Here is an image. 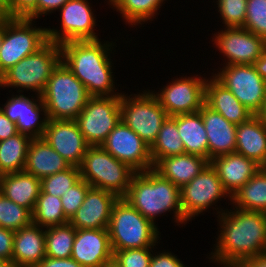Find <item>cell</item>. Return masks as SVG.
Here are the masks:
<instances>
[{"mask_svg": "<svg viewBox=\"0 0 266 267\" xmlns=\"http://www.w3.org/2000/svg\"><path fill=\"white\" fill-rule=\"evenodd\" d=\"M217 219V238L209 257L222 264H238L266 252V213L231 205Z\"/></svg>", "mask_w": 266, "mask_h": 267, "instance_id": "obj_1", "label": "cell"}, {"mask_svg": "<svg viewBox=\"0 0 266 267\" xmlns=\"http://www.w3.org/2000/svg\"><path fill=\"white\" fill-rule=\"evenodd\" d=\"M117 43L112 41L85 40L69 41L62 45L61 60L81 81L91 97L121 95L115 87L113 73L114 52ZM114 51V52H112ZM111 53H113L111 57ZM120 92H118V91Z\"/></svg>", "mask_w": 266, "mask_h": 267, "instance_id": "obj_2", "label": "cell"}, {"mask_svg": "<svg viewBox=\"0 0 266 267\" xmlns=\"http://www.w3.org/2000/svg\"><path fill=\"white\" fill-rule=\"evenodd\" d=\"M132 207L155 225L156 218L173 214V221L185 226V217L180 203V188L163 178L154 169L136 172L127 194L123 197Z\"/></svg>", "mask_w": 266, "mask_h": 267, "instance_id": "obj_3", "label": "cell"}, {"mask_svg": "<svg viewBox=\"0 0 266 267\" xmlns=\"http://www.w3.org/2000/svg\"><path fill=\"white\" fill-rule=\"evenodd\" d=\"M158 227L124 198H119L113 206L108 227L112 251L157 247L161 240Z\"/></svg>", "mask_w": 266, "mask_h": 267, "instance_id": "obj_4", "label": "cell"}, {"mask_svg": "<svg viewBox=\"0 0 266 267\" xmlns=\"http://www.w3.org/2000/svg\"><path fill=\"white\" fill-rule=\"evenodd\" d=\"M48 119L75 120L91 97L81 81L61 60L40 95Z\"/></svg>", "mask_w": 266, "mask_h": 267, "instance_id": "obj_5", "label": "cell"}, {"mask_svg": "<svg viewBox=\"0 0 266 267\" xmlns=\"http://www.w3.org/2000/svg\"><path fill=\"white\" fill-rule=\"evenodd\" d=\"M61 61L60 44L47 41L35 53L21 59L0 77V88L41 95L52 71ZM24 90V91H23Z\"/></svg>", "mask_w": 266, "mask_h": 267, "instance_id": "obj_6", "label": "cell"}, {"mask_svg": "<svg viewBox=\"0 0 266 267\" xmlns=\"http://www.w3.org/2000/svg\"><path fill=\"white\" fill-rule=\"evenodd\" d=\"M81 178L91 187L107 190L123 198L136 173L101 146H90L79 166Z\"/></svg>", "mask_w": 266, "mask_h": 267, "instance_id": "obj_7", "label": "cell"}, {"mask_svg": "<svg viewBox=\"0 0 266 267\" xmlns=\"http://www.w3.org/2000/svg\"><path fill=\"white\" fill-rule=\"evenodd\" d=\"M36 22L29 18L4 16V35L0 49V77L48 41L46 28L37 27Z\"/></svg>", "mask_w": 266, "mask_h": 267, "instance_id": "obj_8", "label": "cell"}, {"mask_svg": "<svg viewBox=\"0 0 266 267\" xmlns=\"http://www.w3.org/2000/svg\"><path fill=\"white\" fill-rule=\"evenodd\" d=\"M222 199H227L228 205L231 204V196L223 188L217 171L209 163L188 184L180 188V203L185 217V225L195 219L196 216H200L199 214L204 215L203 212H207L209 208L216 211L215 214L218 217L225 211L224 207H222L224 210L220 207L221 203L218 206Z\"/></svg>", "mask_w": 266, "mask_h": 267, "instance_id": "obj_9", "label": "cell"}, {"mask_svg": "<svg viewBox=\"0 0 266 267\" xmlns=\"http://www.w3.org/2000/svg\"><path fill=\"white\" fill-rule=\"evenodd\" d=\"M142 90L121 94V120L151 146L168 115L148 88Z\"/></svg>", "mask_w": 266, "mask_h": 267, "instance_id": "obj_10", "label": "cell"}, {"mask_svg": "<svg viewBox=\"0 0 266 267\" xmlns=\"http://www.w3.org/2000/svg\"><path fill=\"white\" fill-rule=\"evenodd\" d=\"M220 67L213 69L211 74L229 89L242 105L254 115H258L265 104L266 81L254 65L235 64Z\"/></svg>", "mask_w": 266, "mask_h": 267, "instance_id": "obj_11", "label": "cell"}, {"mask_svg": "<svg viewBox=\"0 0 266 267\" xmlns=\"http://www.w3.org/2000/svg\"><path fill=\"white\" fill-rule=\"evenodd\" d=\"M120 100L121 95L90 97L75 119L90 146H101L121 121Z\"/></svg>", "mask_w": 266, "mask_h": 267, "instance_id": "obj_12", "label": "cell"}, {"mask_svg": "<svg viewBox=\"0 0 266 267\" xmlns=\"http://www.w3.org/2000/svg\"><path fill=\"white\" fill-rule=\"evenodd\" d=\"M89 0H69L58 11L61 27L46 26L47 40L60 45L69 41L98 40L97 15Z\"/></svg>", "mask_w": 266, "mask_h": 267, "instance_id": "obj_13", "label": "cell"}, {"mask_svg": "<svg viewBox=\"0 0 266 267\" xmlns=\"http://www.w3.org/2000/svg\"><path fill=\"white\" fill-rule=\"evenodd\" d=\"M195 74L194 76H176L168 84L157 91L150 90L159 104L166 110L168 116L194 113L205 105V86L207 77ZM181 76V77H180ZM203 76V77H202Z\"/></svg>", "mask_w": 266, "mask_h": 267, "instance_id": "obj_14", "label": "cell"}, {"mask_svg": "<svg viewBox=\"0 0 266 267\" xmlns=\"http://www.w3.org/2000/svg\"><path fill=\"white\" fill-rule=\"evenodd\" d=\"M213 45L225 59L222 66L235 64H254L266 47V40L256 36L243 27H222L212 33ZM225 60V61H224Z\"/></svg>", "mask_w": 266, "mask_h": 267, "instance_id": "obj_15", "label": "cell"}, {"mask_svg": "<svg viewBox=\"0 0 266 267\" xmlns=\"http://www.w3.org/2000/svg\"><path fill=\"white\" fill-rule=\"evenodd\" d=\"M101 147L136 172L154 169L150 146L122 120L108 134Z\"/></svg>", "mask_w": 266, "mask_h": 267, "instance_id": "obj_16", "label": "cell"}, {"mask_svg": "<svg viewBox=\"0 0 266 267\" xmlns=\"http://www.w3.org/2000/svg\"><path fill=\"white\" fill-rule=\"evenodd\" d=\"M32 95L13 92L4 104H0V108L16 123L19 133L32 139L42 138L49 119L41 96L33 93Z\"/></svg>", "mask_w": 266, "mask_h": 267, "instance_id": "obj_17", "label": "cell"}, {"mask_svg": "<svg viewBox=\"0 0 266 267\" xmlns=\"http://www.w3.org/2000/svg\"><path fill=\"white\" fill-rule=\"evenodd\" d=\"M42 138L70 165L77 167L90 147L75 120L49 119Z\"/></svg>", "mask_w": 266, "mask_h": 267, "instance_id": "obj_18", "label": "cell"}, {"mask_svg": "<svg viewBox=\"0 0 266 267\" xmlns=\"http://www.w3.org/2000/svg\"><path fill=\"white\" fill-rule=\"evenodd\" d=\"M71 258L84 267L112 264L113 251L108 229H76Z\"/></svg>", "mask_w": 266, "mask_h": 267, "instance_id": "obj_19", "label": "cell"}, {"mask_svg": "<svg viewBox=\"0 0 266 267\" xmlns=\"http://www.w3.org/2000/svg\"><path fill=\"white\" fill-rule=\"evenodd\" d=\"M118 199L112 192L90 187L69 223L76 229H108L112 209Z\"/></svg>", "mask_w": 266, "mask_h": 267, "instance_id": "obj_20", "label": "cell"}, {"mask_svg": "<svg viewBox=\"0 0 266 267\" xmlns=\"http://www.w3.org/2000/svg\"><path fill=\"white\" fill-rule=\"evenodd\" d=\"M210 164L217 171L223 188L230 196L262 168L255 160L236 152L215 157Z\"/></svg>", "mask_w": 266, "mask_h": 267, "instance_id": "obj_21", "label": "cell"}, {"mask_svg": "<svg viewBox=\"0 0 266 267\" xmlns=\"http://www.w3.org/2000/svg\"><path fill=\"white\" fill-rule=\"evenodd\" d=\"M199 112L203 118L208 139V161L224 154L234 153L237 125L227 121L207 105H204Z\"/></svg>", "mask_w": 266, "mask_h": 267, "instance_id": "obj_22", "label": "cell"}, {"mask_svg": "<svg viewBox=\"0 0 266 267\" xmlns=\"http://www.w3.org/2000/svg\"><path fill=\"white\" fill-rule=\"evenodd\" d=\"M45 257L44 227L31 223L15 231L12 267H37Z\"/></svg>", "mask_w": 266, "mask_h": 267, "instance_id": "obj_23", "label": "cell"}, {"mask_svg": "<svg viewBox=\"0 0 266 267\" xmlns=\"http://www.w3.org/2000/svg\"><path fill=\"white\" fill-rule=\"evenodd\" d=\"M208 76L205 86V105L235 125L247 121L254 115L212 74L211 77Z\"/></svg>", "mask_w": 266, "mask_h": 267, "instance_id": "obj_24", "label": "cell"}, {"mask_svg": "<svg viewBox=\"0 0 266 267\" xmlns=\"http://www.w3.org/2000/svg\"><path fill=\"white\" fill-rule=\"evenodd\" d=\"M235 152L266 167V124L259 115L237 125Z\"/></svg>", "mask_w": 266, "mask_h": 267, "instance_id": "obj_25", "label": "cell"}, {"mask_svg": "<svg viewBox=\"0 0 266 267\" xmlns=\"http://www.w3.org/2000/svg\"><path fill=\"white\" fill-rule=\"evenodd\" d=\"M0 192L31 213L41 192L40 179L25 170L0 175Z\"/></svg>", "mask_w": 266, "mask_h": 267, "instance_id": "obj_26", "label": "cell"}, {"mask_svg": "<svg viewBox=\"0 0 266 267\" xmlns=\"http://www.w3.org/2000/svg\"><path fill=\"white\" fill-rule=\"evenodd\" d=\"M70 166L43 138L31 140L24 168L26 172L41 180Z\"/></svg>", "mask_w": 266, "mask_h": 267, "instance_id": "obj_27", "label": "cell"}, {"mask_svg": "<svg viewBox=\"0 0 266 267\" xmlns=\"http://www.w3.org/2000/svg\"><path fill=\"white\" fill-rule=\"evenodd\" d=\"M210 162L199 155L182 154L162 158L154 170L181 188L197 176Z\"/></svg>", "mask_w": 266, "mask_h": 267, "instance_id": "obj_28", "label": "cell"}, {"mask_svg": "<svg viewBox=\"0 0 266 267\" xmlns=\"http://www.w3.org/2000/svg\"><path fill=\"white\" fill-rule=\"evenodd\" d=\"M177 123L185 153L199 155L208 160V139L199 111L171 116Z\"/></svg>", "mask_w": 266, "mask_h": 267, "instance_id": "obj_29", "label": "cell"}, {"mask_svg": "<svg viewBox=\"0 0 266 267\" xmlns=\"http://www.w3.org/2000/svg\"><path fill=\"white\" fill-rule=\"evenodd\" d=\"M166 1L168 0H109L108 5L113 11L118 12L120 18L124 19L123 22L136 28L154 21Z\"/></svg>", "mask_w": 266, "mask_h": 267, "instance_id": "obj_30", "label": "cell"}, {"mask_svg": "<svg viewBox=\"0 0 266 267\" xmlns=\"http://www.w3.org/2000/svg\"><path fill=\"white\" fill-rule=\"evenodd\" d=\"M231 205L240 210L266 213V167L231 196Z\"/></svg>", "mask_w": 266, "mask_h": 267, "instance_id": "obj_31", "label": "cell"}, {"mask_svg": "<svg viewBox=\"0 0 266 267\" xmlns=\"http://www.w3.org/2000/svg\"><path fill=\"white\" fill-rule=\"evenodd\" d=\"M32 138L17 133L0 141V175L23 171Z\"/></svg>", "mask_w": 266, "mask_h": 267, "instance_id": "obj_32", "label": "cell"}, {"mask_svg": "<svg viewBox=\"0 0 266 267\" xmlns=\"http://www.w3.org/2000/svg\"><path fill=\"white\" fill-rule=\"evenodd\" d=\"M185 154L176 121L171 117L163 122L156 140L150 146V155L155 166L162 158Z\"/></svg>", "mask_w": 266, "mask_h": 267, "instance_id": "obj_33", "label": "cell"}, {"mask_svg": "<svg viewBox=\"0 0 266 267\" xmlns=\"http://www.w3.org/2000/svg\"><path fill=\"white\" fill-rule=\"evenodd\" d=\"M32 223L44 228L69 223L61 198L41 191L32 211Z\"/></svg>", "mask_w": 266, "mask_h": 267, "instance_id": "obj_34", "label": "cell"}, {"mask_svg": "<svg viewBox=\"0 0 266 267\" xmlns=\"http://www.w3.org/2000/svg\"><path fill=\"white\" fill-rule=\"evenodd\" d=\"M76 228L70 223L45 228V251L50 258H69Z\"/></svg>", "mask_w": 266, "mask_h": 267, "instance_id": "obj_35", "label": "cell"}, {"mask_svg": "<svg viewBox=\"0 0 266 267\" xmlns=\"http://www.w3.org/2000/svg\"><path fill=\"white\" fill-rule=\"evenodd\" d=\"M31 223L32 213L0 192V226L15 232Z\"/></svg>", "mask_w": 266, "mask_h": 267, "instance_id": "obj_36", "label": "cell"}, {"mask_svg": "<svg viewBox=\"0 0 266 267\" xmlns=\"http://www.w3.org/2000/svg\"><path fill=\"white\" fill-rule=\"evenodd\" d=\"M80 179L81 175L79 167L71 165L68 169L41 179V191L53 196L61 197Z\"/></svg>", "mask_w": 266, "mask_h": 267, "instance_id": "obj_37", "label": "cell"}, {"mask_svg": "<svg viewBox=\"0 0 266 267\" xmlns=\"http://www.w3.org/2000/svg\"><path fill=\"white\" fill-rule=\"evenodd\" d=\"M217 2V3H216ZM217 13L223 27H244L246 20L247 0H216Z\"/></svg>", "mask_w": 266, "mask_h": 267, "instance_id": "obj_38", "label": "cell"}, {"mask_svg": "<svg viewBox=\"0 0 266 267\" xmlns=\"http://www.w3.org/2000/svg\"><path fill=\"white\" fill-rule=\"evenodd\" d=\"M158 247L116 250L112 263L116 267H149L153 249Z\"/></svg>", "mask_w": 266, "mask_h": 267, "instance_id": "obj_39", "label": "cell"}, {"mask_svg": "<svg viewBox=\"0 0 266 267\" xmlns=\"http://www.w3.org/2000/svg\"><path fill=\"white\" fill-rule=\"evenodd\" d=\"M243 28L266 40V0H247Z\"/></svg>", "mask_w": 266, "mask_h": 267, "instance_id": "obj_40", "label": "cell"}, {"mask_svg": "<svg viewBox=\"0 0 266 267\" xmlns=\"http://www.w3.org/2000/svg\"><path fill=\"white\" fill-rule=\"evenodd\" d=\"M90 187L91 186L81 178L60 197L64 215L68 220H70L78 208L81 207Z\"/></svg>", "mask_w": 266, "mask_h": 267, "instance_id": "obj_41", "label": "cell"}, {"mask_svg": "<svg viewBox=\"0 0 266 267\" xmlns=\"http://www.w3.org/2000/svg\"><path fill=\"white\" fill-rule=\"evenodd\" d=\"M37 3L38 0H9L0 14L37 20Z\"/></svg>", "mask_w": 266, "mask_h": 267, "instance_id": "obj_42", "label": "cell"}, {"mask_svg": "<svg viewBox=\"0 0 266 267\" xmlns=\"http://www.w3.org/2000/svg\"><path fill=\"white\" fill-rule=\"evenodd\" d=\"M176 255L168 249L161 251L153 249L149 267H187Z\"/></svg>", "mask_w": 266, "mask_h": 267, "instance_id": "obj_43", "label": "cell"}, {"mask_svg": "<svg viewBox=\"0 0 266 267\" xmlns=\"http://www.w3.org/2000/svg\"><path fill=\"white\" fill-rule=\"evenodd\" d=\"M15 232L0 226V257L9 261L12 266V254Z\"/></svg>", "mask_w": 266, "mask_h": 267, "instance_id": "obj_44", "label": "cell"}, {"mask_svg": "<svg viewBox=\"0 0 266 267\" xmlns=\"http://www.w3.org/2000/svg\"><path fill=\"white\" fill-rule=\"evenodd\" d=\"M67 1L69 0H38L37 19L58 12Z\"/></svg>", "mask_w": 266, "mask_h": 267, "instance_id": "obj_45", "label": "cell"}, {"mask_svg": "<svg viewBox=\"0 0 266 267\" xmlns=\"http://www.w3.org/2000/svg\"><path fill=\"white\" fill-rule=\"evenodd\" d=\"M17 133L16 123L11 121L0 108V141Z\"/></svg>", "mask_w": 266, "mask_h": 267, "instance_id": "obj_46", "label": "cell"}, {"mask_svg": "<svg viewBox=\"0 0 266 267\" xmlns=\"http://www.w3.org/2000/svg\"><path fill=\"white\" fill-rule=\"evenodd\" d=\"M37 267H84L77 261L69 258H50L45 257Z\"/></svg>", "mask_w": 266, "mask_h": 267, "instance_id": "obj_47", "label": "cell"}, {"mask_svg": "<svg viewBox=\"0 0 266 267\" xmlns=\"http://www.w3.org/2000/svg\"><path fill=\"white\" fill-rule=\"evenodd\" d=\"M239 267H266V252L238 263Z\"/></svg>", "mask_w": 266, "mask_h": 267, "instance_id": "obj_48", "label": "cell"}, {"mask_svg": "<svg viewBox=\"0 0 266 267\" xmlns=\"http://www.w3.org/2000/svg\"><path fill=\"white\" fill-rule=\"evenodd\" d=\"M253 65H254L256 71L266 81V47L264 48L259 59Z\"/></svg>", "mask_w": 266, "mask_h": 267, "instance_id": "obj_49", "label": "cell"}, {"mask_svg": "<svg viewBox=\"0 0 266 267\" xmlns=\"http://www.w3.org/2000/svg\"><path fill=\"white\" fill-rule=\"evenodd\" d=\"M3 35H4V15L0 14V49L3 41Z\"/></svg>", "mask_w": 266, "mask_h": 267, "instance_id": "obj_50", "label": "cell"}, {"mask_svg": "<svg viewBox=\"0 0 266 267\" xmlns=\"http://www.w3.org/2000/svg\"><path fill=\"white\" fill-rule=\"evenodd\" d=\"M209 259V263H214L215 265H218V267H239L238 264H222V263H218L215 260L211 259L210 257H208Z\"/></svg>", "mask_w": 266, "mask_h": 267, "instance_id": "obj_51", "label": "cell"}, {"mask_svg": "<svg viewBox=\"0 0 266 267\" xmlns=\"http://www.w3.org/2000/svg\"><path fill=\"white\" fill-rule=\"evenodd\" d=\"M260 116V118L265 122L266 124V98H265V104L264 107L262 109V111L258 114Z\"/></svg>", "mask_w": 266, "mask_h": 267, "instance_id": "obj_52", "label": "cell"}, {"mask_svg": "<svg viewBox=\"0 0 266 267\" xmlns=\"http://www.w3.org/2000/svg\"><path fill=\"white\" fill-rule=\"evenodd\" d=\"M0 267H12L11 263L4 258L0 257Z\"/></svg>", "mask_w": 266, "mask_h": 267, "instance_id": "obj_53", "label": "cell"}, {"mask_svg": "<svg viewBox=\"0 0 266 267\" xmlns=\"http://www.w3.org/2000/svg\"><path fill=\"white\" fill-rule=\"evenodd\" d=\"M9 0H0V11L7 5Z\"/></svg>", "mask_w": 266, "mask_h": 267, "instance_id": "obj_54", "label": "cell"}, {"mask_svg": "<svg viewBox=\"0 0 266 267\" xmlns=\"http://www.w3.org/2000/svg\"><path fill=\"white\" fill-rule=\"evenodd\" d=\"M104 267H116L113 263Z\"/></svg>", "mask_w": 266, "mask_h": 267, "instance_id": "obj_55", "label": "cell"}]
</instances>
